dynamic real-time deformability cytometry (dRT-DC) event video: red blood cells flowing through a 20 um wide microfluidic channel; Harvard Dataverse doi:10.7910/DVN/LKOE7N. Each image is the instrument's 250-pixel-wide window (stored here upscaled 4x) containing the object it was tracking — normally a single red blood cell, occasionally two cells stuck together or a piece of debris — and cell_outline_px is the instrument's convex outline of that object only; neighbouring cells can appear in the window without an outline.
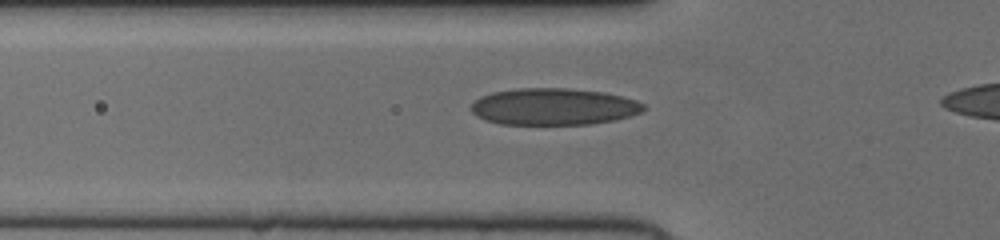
{"species": "human", "species_latin": "Homo sapiens", "temperature_condition": "cold", "stored_images_in_passage": 35, "camera_frame_rate_fps": 3000, "um_per_image_px": 0.085, "donor": {"sex": "female"}, "frame": {"image": 1, "passage_image": 10, "time_ms": 3.0, "image_size_px": [1000, 240], "cell_outline_px": [[644, 108], [640, 112], [616, 120], [588, 124], [500, 124], [484, 120], [476, 116], [472, 112], [472, 104], [480, 96], [492, 92], [516, 88], [568, 88], [604, 92], [624, 96], [636, 100], [644, 104]], "centroid_in_image_um": [47.05, 9.06], "position_along_channel_um": 78.8, "area_um2": 37.05}}
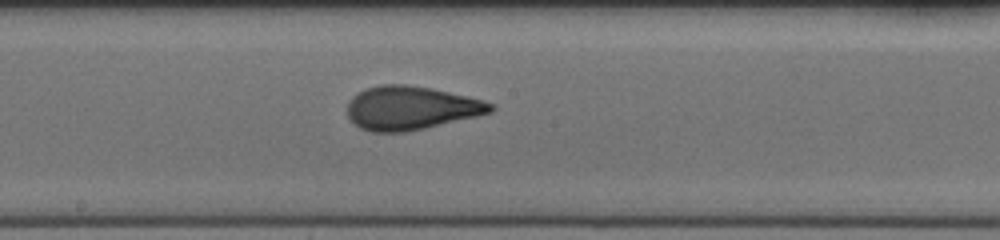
{"frame": {"image": 2, "passage_image": 20, "time_ms": 6.333, "image_size_px": [1000, 240], "cell_outline_px": [[496, 108], [492, 112], [476, 116], [424, 128], [404, 132], [372, 132], [360, 128], [348, 116], [348, 100], [352, 96], [364, 88], [380, 84], [404, 84], [432, 88], [468, 96], [484, 100], [492, 104]], "centroid_in_image_um": [34.91, 9.16], "position_along_channel_um": 213.3, "area_um2": 36.41}}
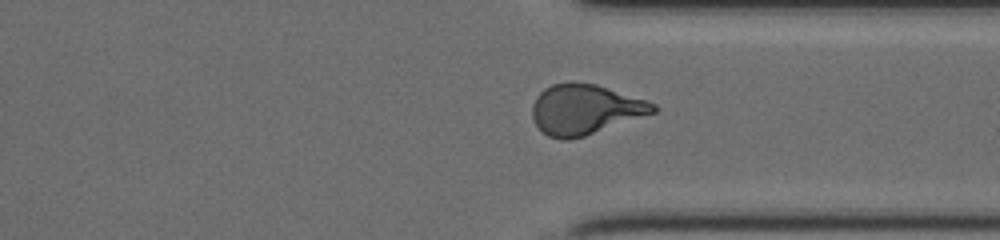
{"frame": {"image": 3, "passage_image": 31, "time_ms": 10.0, "image_size_px": [1000, 240], "cell_outline_px": [[660, 108], [656, 112], [584, 136], [568, 140], [564, 140], [548, 136], [536, 124], [532, 116], [532, 104], [536, 96], [544, 88], [552, 84], [572, 80], [596, 84], [648, 100], [656, 104]], "centroid_in_image_um": [49.74, 9.27], "position_along_channel_um": 361.7, "area_um2": 35.6}}